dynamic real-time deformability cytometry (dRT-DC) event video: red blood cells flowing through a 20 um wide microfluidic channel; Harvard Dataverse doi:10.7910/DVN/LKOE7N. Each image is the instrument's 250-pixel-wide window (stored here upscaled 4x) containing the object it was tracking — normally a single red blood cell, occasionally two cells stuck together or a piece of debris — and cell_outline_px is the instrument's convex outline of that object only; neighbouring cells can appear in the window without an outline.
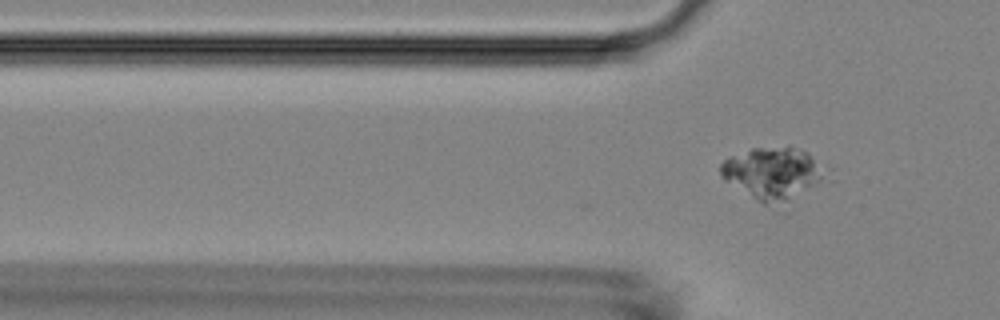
{"species": "Egyptian fruit bat (a non-hibernating species)", "species_latin": "Rousettus aegyptiacus", "temperature_condition": "room temperature", "stored_images_in_passage": 4, "camera_frame_rate_fps": 3000, "um_per_image_px": 0.085, "animal": {"sex": "female"}, "frame": {"image": 1, "passage_image": 4, "time_ms": 1.0, "image_size_px": [1000, 320], "cell_outline_px": [[836, 180], [784, 212], [780, 212], [764, 204], [724, 180], [720, 176], [720, 164], [728, 156], [752, 148], [788, 144], [800, 148], [808, 152], [836, 168]], "centroid_in_image_um": [66.1, 14.85], "position_along_channel_um": 59.7, "area_um2": 37.17}}